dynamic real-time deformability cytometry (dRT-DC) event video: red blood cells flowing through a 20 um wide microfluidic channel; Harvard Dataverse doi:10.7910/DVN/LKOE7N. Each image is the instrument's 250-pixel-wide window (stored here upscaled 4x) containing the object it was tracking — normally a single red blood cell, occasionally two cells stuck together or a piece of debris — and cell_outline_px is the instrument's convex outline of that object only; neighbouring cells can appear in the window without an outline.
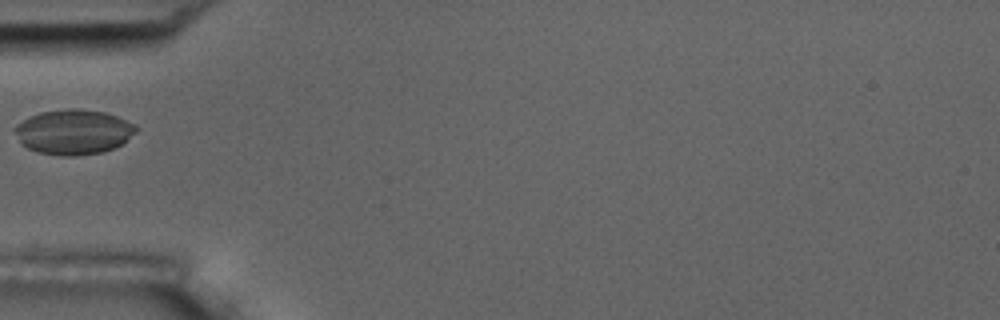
{"species": "common noctule bat (a hibernating species)", "species_latin": "Nyctalus noctula", "temperature_condition": "room temperature", "stored_images_in_passage": 2, "camera_frame_rate_fps": 3000, "um_per_image_px": 0.085, "animal": {"sex": "male", "body_mass_g": 17.5, "forearm_length_mm": 52.3}, "frame": {"image": 1, "passage_image": 2, "time_ms": 1.0, "image_size_px": [1000, 320], "cell_outline_px": [[140, 128], [136, 132], [120, 144], [112, 148], [100, 152], [76, 156], [60, 156], [40, 152], [28, 148], [20, 144], [12, 128], [16, 124], [28, 116], [40, 112], [68, 108], [76, 108], [104, 112], [116, 116]], "centroid_in_image_um": [6.18, 11.2], "position_along_channel_um": 78.8, "area_um2": 31.73}}